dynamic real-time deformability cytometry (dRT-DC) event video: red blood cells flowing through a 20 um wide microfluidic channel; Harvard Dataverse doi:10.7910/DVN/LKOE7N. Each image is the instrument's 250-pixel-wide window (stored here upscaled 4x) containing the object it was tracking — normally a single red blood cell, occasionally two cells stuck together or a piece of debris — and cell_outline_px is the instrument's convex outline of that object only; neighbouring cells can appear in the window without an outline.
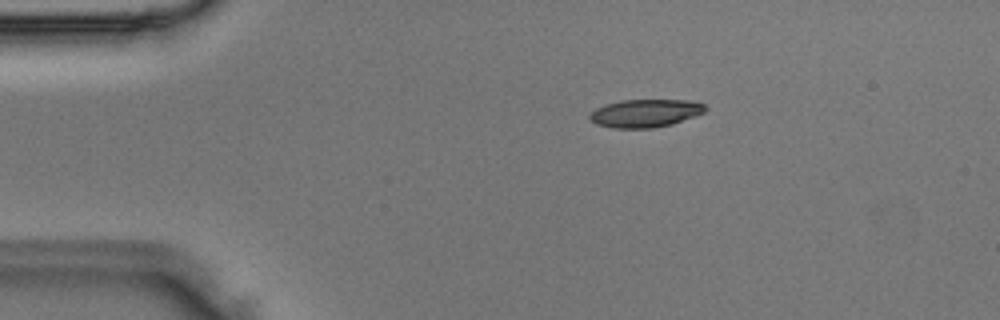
{"species": "Egyptian fruit bat (a non-hibernating species)", "species_latin": "Rousettus aegyptiacus", "temperature_condition": "room temperature", "stored_images_in_passage": 40, "camera_frame_rate_fps": 3000, "um_per_image_px": 0.085, "animal": {"sex": "male"}, "frame": {"image": 1, "passage_image": 1, "time_ms": 0.0, "image_size_px": [1000, 320], "cell_outline_px": [[708, 108], [704, 112], [696, 116], [672, 124], [652, 128], [612, 128], [596, 124], [588, 116], [596, 108], [604, 104], [620, 100], [688, 100], [704, 104]], "centroid_in_image_um": [54.85, 9.62], "position_along_channel_um": 30.1, "area_um2": 18.9}}
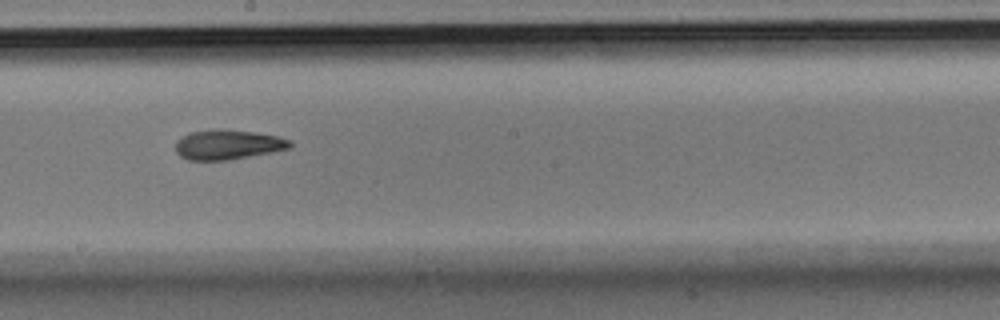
{"frame": {"image": 2, "passage_image": 19, "time_ms": 6.0, "image_size_px": [1000, 320], "cell_outline_px": [[292, 148], [272, 152], [228, 160], [188, 160], [180, 156], [176, 152], [176, 140], [188, 132], [220, 128], [252, 132], [276, 136], [292, 140]], "centroid_in_image_um": [19.36, 12.29], "position_along_channel_um": 228.8, "area_um2": 20.0}}
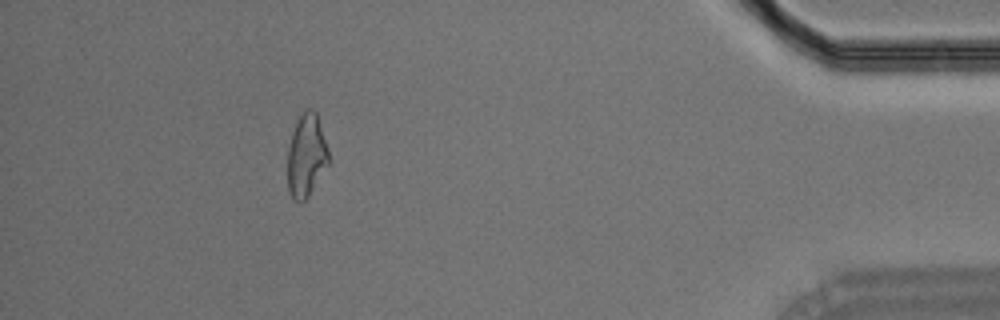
{"frame": {"image": 3, "passage_image": 36, "time_ms": 11.667, "image_size_px": [1000, 320], "cell_outline_px": [[328, 164], [308, 196], [300, 204], [292, 200], [288, 192], [288, 148], [292, 132], [300, 116], [308, 108], [312, 108], [316, 112], [328, 148]], "centroid_in_image_um": [26.02, 13.26], "position_along_channel_um": 409.2, "area_um2": 19.65}}